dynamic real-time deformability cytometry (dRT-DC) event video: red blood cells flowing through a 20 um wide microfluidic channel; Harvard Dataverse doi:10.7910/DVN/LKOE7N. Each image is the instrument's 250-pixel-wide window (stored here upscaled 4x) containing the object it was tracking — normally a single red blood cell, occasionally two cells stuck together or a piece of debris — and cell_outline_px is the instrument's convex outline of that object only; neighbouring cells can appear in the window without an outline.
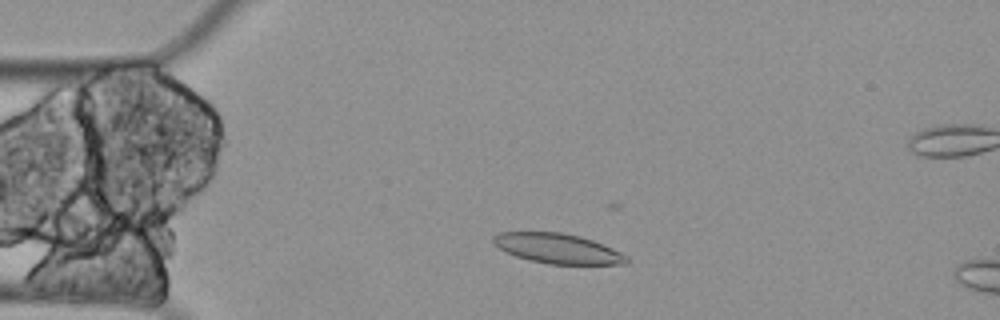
{"species": "Egyptian fruit bat (a non-hibernating species)", "species_latin": "Rousettus aegyptiacus", "temperature_condition": "cold", "stored_images_in_passage": 4, "camera_frame_rate_fps": 3000, "um_per_image_px": 0.085, "animal": {"sex": "female"}, "frame": {"image": 1, "passage_image": 3, "time_ms": 0.667, "image_size_px": [1000, 320], "cell_outline_px": [[632, 260], [628, 264], [548, 264], [516, 256], [500, 248], [492, 240], [492, 236], [500, 232], [560, 232], [580, 236], [592, 240], [612, 248], [628, 256]], "centroid_in_image_um": [47.46, 21.12], "position_along_channel_um": 37.5, "area_um2": 23.12}}